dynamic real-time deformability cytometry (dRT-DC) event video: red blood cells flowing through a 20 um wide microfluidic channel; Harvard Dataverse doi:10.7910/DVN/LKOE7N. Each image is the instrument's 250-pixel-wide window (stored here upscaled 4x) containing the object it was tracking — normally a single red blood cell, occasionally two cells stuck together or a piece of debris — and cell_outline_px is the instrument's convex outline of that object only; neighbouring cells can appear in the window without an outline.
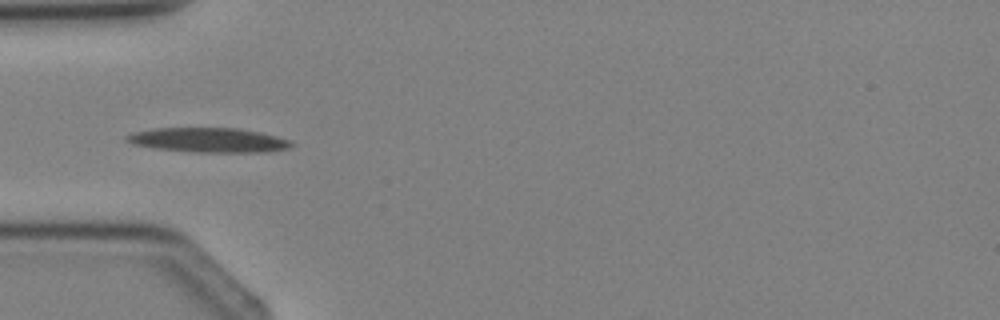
{"species": "Egyptian fruit bat (a non-hibernating species)", "species_latin": "Rousettus aegyptiacus", "temperature_condition": "cold", "stored_images_in_passage": 2, "camera_frame_rate_fps": 3000, "um_per_image_px": 0.085, "animal": {"sex": "female"}, "frame": {"image": 1, "passage_image": 2, "time_ms": 1.0, "image_size_px": [1000, 320], "cell_outline_px": [[296, 144], [288, 148], [264, 152], [196, 152], [152, 148], [132, 144], [124, 140], [124, 136], [132, 132], [152, 128], [240, 128], [260, 132], [292, 140]], "centroid_in_image_um": [17.7, 11.9], "position_along_channel_um": 67.3, "area_um2": 23.87}}